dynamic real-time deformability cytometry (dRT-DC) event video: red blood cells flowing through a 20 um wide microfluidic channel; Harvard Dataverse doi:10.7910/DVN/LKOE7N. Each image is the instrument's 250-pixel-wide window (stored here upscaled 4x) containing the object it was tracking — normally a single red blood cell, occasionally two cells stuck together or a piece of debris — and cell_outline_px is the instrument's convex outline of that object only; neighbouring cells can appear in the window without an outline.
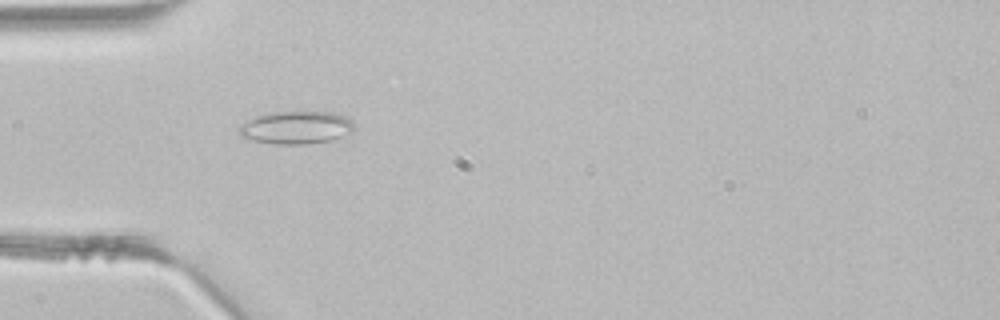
{"species": "common noctule bat (a hibernating species)", "species_latin": "Nyctalus noctula", "temperature_condition": "room temperature", "stored_images_in_passage": 31, "camera_frame_rate_fps": 3000, "um_per_image_px": 0.085, "animal": {"sex": "male", "body_mass_g": 21.5, "forearm_length_mm": 52.0}, "frame": {"image": 1, "passage_image": 1, "time_ms": 0.0, "image_size_px": [1000, 320], "cell_outline_px": [[356, 128], [352, 132], [332, 140], [308, 144], [276, 144], [256, 140], [240, 136], [240, 128], [248, 120], [256, 116], [268, 112], [332, 112], [344, 116], [352, 120]], "centroid_in_image_um": [25.24, 10.84], "position_along_channel_um": 59.8, "area_um2": 21.85}}
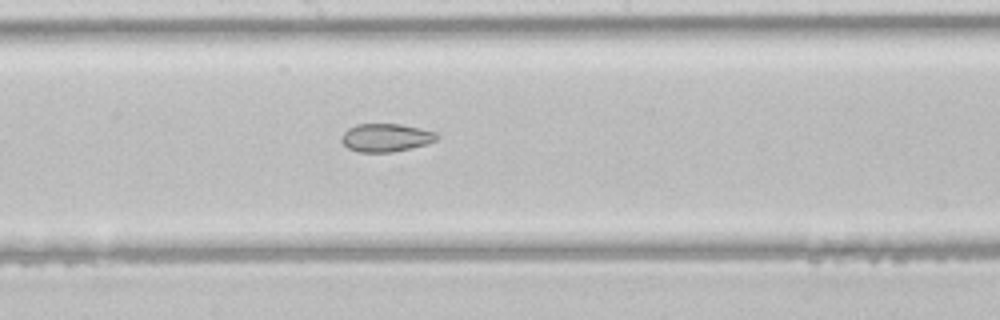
{"frame": {"image": 2, "passage_image": 11, "time_ms": 3.333, "image_size_px": [1000, 320], "cell_outline_px": [[436, 140], [428, 144], [392, 152], [360, 152], [348, 148], [340, 140], [344, 132], [348, 128], [356, 124], [400, 124], [420, 128], [436, 132]], "centroid_in_image_um": [32.78, 11.7], "position_along_channel_um": 215.4, "area_um2": 15.55}}
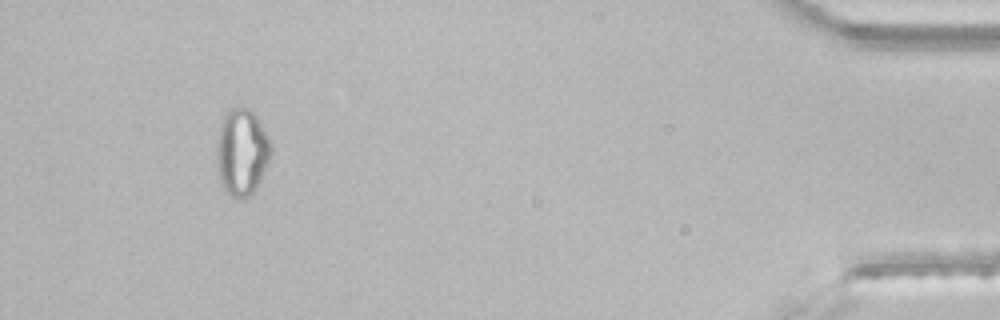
{"frame": {"image": 3, "passage_image": 28, "time_ms": 9.0, "image_size_px": [1000, 320], "cell_outline_px": [[272, 156], [252, 196], [232, 196], [224, 188], [220, 180], [216, 156], [216, 144], [220, 124], [228, 108], [240, 104], [256, 112], [272, 144]], "centroid_in_image_um": [20.58, 12.83], "position_along_channel_um": 414.6, "area_um2": 27.98}}